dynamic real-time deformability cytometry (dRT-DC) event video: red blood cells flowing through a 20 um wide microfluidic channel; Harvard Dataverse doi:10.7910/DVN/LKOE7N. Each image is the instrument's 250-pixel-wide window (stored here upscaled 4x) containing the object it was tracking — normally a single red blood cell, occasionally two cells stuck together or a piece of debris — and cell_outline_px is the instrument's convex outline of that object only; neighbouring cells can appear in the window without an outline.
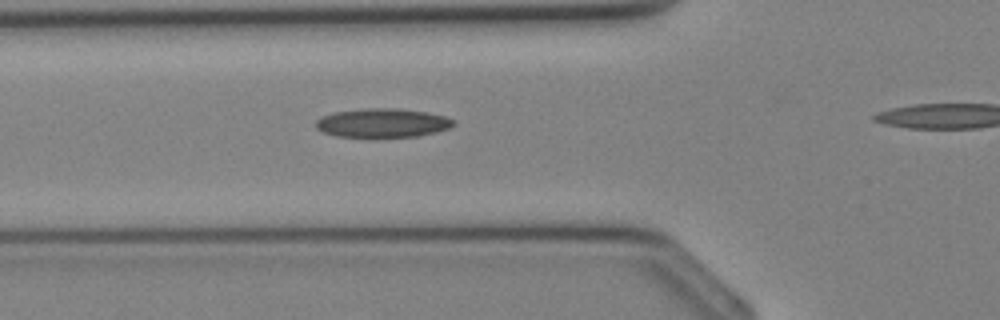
{"species": "Egyptian fruit bat (a non-hibernating species)", "species_latin": "Rousettus aegyptiacus", "temperature_condition": "cold", "stored_images_in_passage": 23, "camera_frame_rate_fps": 3000, "um_per_image_px": 0.085, "animal": {"sex": "female"}, "frame": {"image": 1, "passage_image": 7, "time_ms": 2.0, "image_size_px": [1000, 320], "cell_outline_px": [[456, 124], [448, 128], [436, 132], [416, 136], [376, 140], [372, 140], [336, 136], [320, 132], [316, 128], [316, 120], [324, 116], [336, 112], [368, 108], [392, 108], [424, 112], [444, 116], [452, 120]], "centroid_in_image_um": [32.45, 10.51], "position_along_channel_um": 93.3, "area_um2": 23.87}}
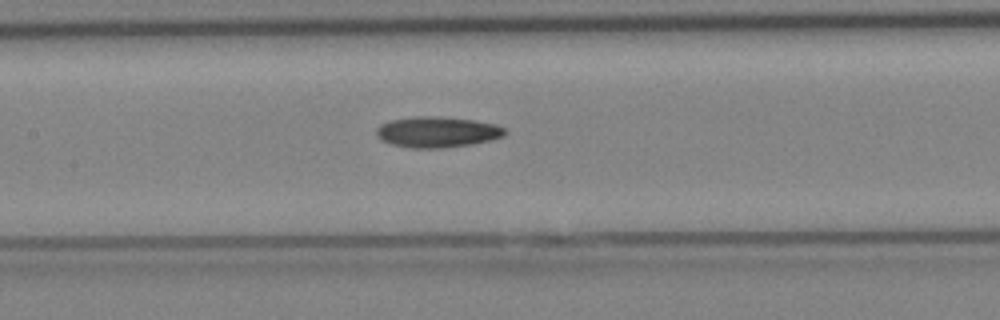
{"frame": {"image": 2, "passage_image": 11, "time_ms": 3.333, "image_size_px": [1000, 320], "cell_outline_px": [[508, 132], [504, 136], [492, 140], [472, 144], [444, 148], [408, 148], [392, 144], [380, 140], [376, 136], [376, 128], [380, 124], [392, 120], [416, 116], [436, 116], [472, 120], [496, 124], [504, 128]], "centroid_in_image_um": [37.16, 11.23], "position_along_channel_um": 170.2, "area_um2": 23.24}}
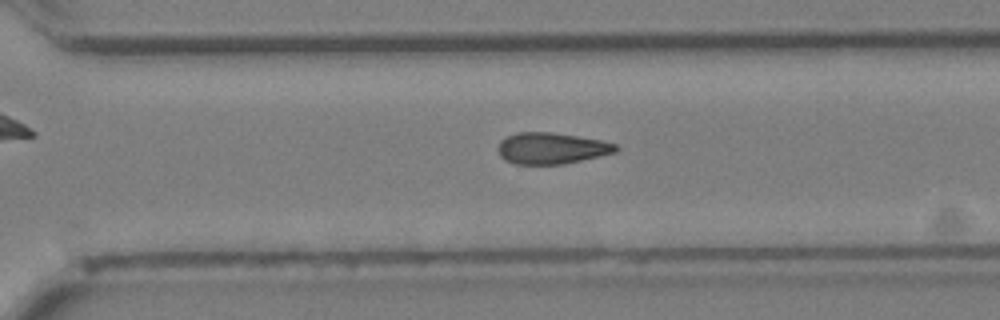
{"frame": {"image": 3, "passage_image": 19, "time_ms": 6.0, "image_size_px": [1000, 320], "cell_outline_px": [[620, 148], [616, 152], [600, 156], [564, 164], [516, 164], [504, 160], [500, 156], [496, 148], [500, 140], [516, 132], [548, 132], [576, 136], [600, 140], [616, 144]], "centroid_in_image_um": [46.85, 12.61], "position_along_channel_um": 323.8, "area_um2": 21.56}}